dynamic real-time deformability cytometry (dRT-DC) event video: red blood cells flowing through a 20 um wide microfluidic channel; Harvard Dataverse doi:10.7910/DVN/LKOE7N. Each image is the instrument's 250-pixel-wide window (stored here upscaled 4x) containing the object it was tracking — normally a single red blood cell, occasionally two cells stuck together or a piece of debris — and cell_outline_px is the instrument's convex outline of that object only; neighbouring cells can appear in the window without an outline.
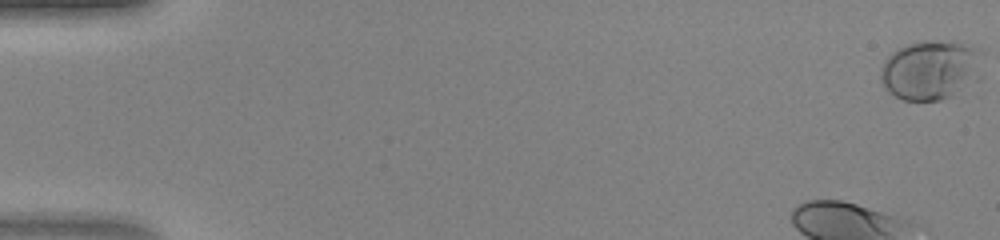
{"species": "human", "species_latin": "Homo sapiens", "temperature_condition": "warm", "stored_images_in_passage": 47, "camera_frame_rate_fps": 3000, "um_per_image_px": 0.085, "donor": {"sex": "female"}, "frame": {"image": 1, "passage_image": 1, "time_ms": 0.0, "image_size_px": [1000, 240], "cell_outline_px": [[984, 76], [980, 80], [952, 96], [940, 100], [904, 100], [888, 92], [884, 88], [880, 80], [880, 68], [888, 56], [892, 52], [908, 44], [924, 40], [952, 40], [984, 48]], "centroid_in_image_um": [79.23, 5.92], "position_along_channel_um": 5.8, "area_um2": 36.88}}
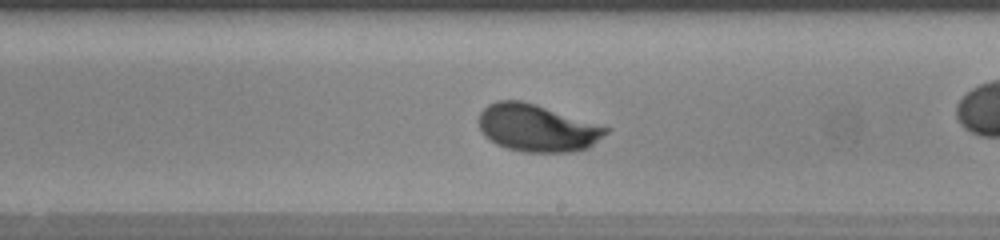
{"frame": {"image": 2, "passage_image": 27, "time_ms": 8.667, "image_size_px": [1000, 240], "cell_outline_px": [[612, 128], [608, 132], [588, 148], [572, 152], [524, 152], [508, 148], [496, 144], [484, 136], [480, 128], [480, 112], [488, 104], [496, 100], [520, 100], [536, 104]], "centroid_in_image_um": [45.67, 10.87], "position_along_channel_um": 243.3, "area_um2": 35.03}}
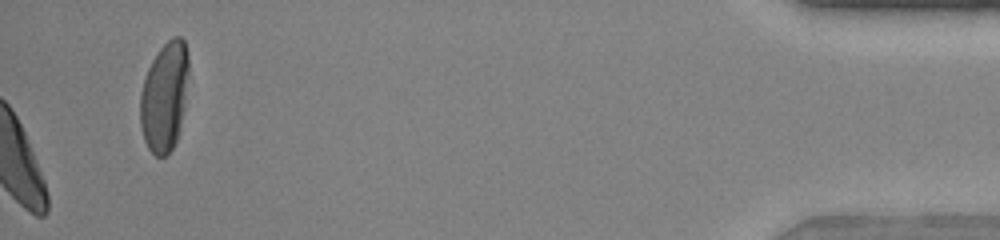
{"frame": {"image": 3, "passage_image": 47, "time_ms": 15.333, "image_size_px": [1000, 240], "cell_outline_px": [[188, 72], [184, 108], [176, 140], [172, 148], [164, 156], [156, 156], [148, 148], [144, 140], [140, 124], [140, 92], [144, 76], [152, 60], [160, 48], [172, 36], [180, 36], [184, 40], [188, 52]], "centroid_in_image_um": [13.96, 8.18], "position_along_channel_um": 421.2, "area_um2": 30.87}}